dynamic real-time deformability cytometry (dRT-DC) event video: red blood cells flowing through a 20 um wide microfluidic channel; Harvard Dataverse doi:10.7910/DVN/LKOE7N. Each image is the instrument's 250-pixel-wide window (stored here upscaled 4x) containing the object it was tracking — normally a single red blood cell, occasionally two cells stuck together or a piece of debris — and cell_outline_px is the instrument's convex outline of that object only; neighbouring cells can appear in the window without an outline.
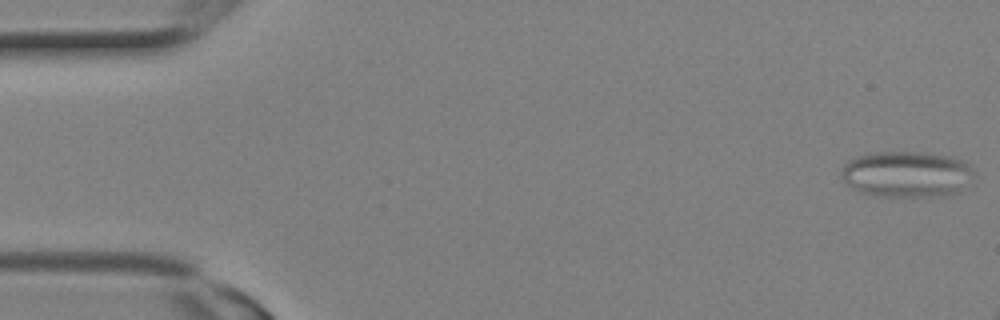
{"species": "Egyptian fruit bat (a non-hibernating species)", "species_latin": "Rousettus aegyptiacus", "temperature_condition": "room temperature", "stored_images_in_passage": 3, "camera_frame_rate_fps": 3000, "um_per_image_px": 0.085, "animal": {"sex": "female"}, "frame": {"image": 1, "passage_image": 1, "time_ms": 0.0, "image_size_px": [1000, 320], "cell_outline_px": [[976, 176], [956, 192], [944, 196], [880, 196], [860, 192], [852, 188], [844, 180], [840, 172], [844, 164], [848, 160], [856, 156], [868, 152], [924, 152], [948, 156], [960, 160], [968, 164], [972, 168]], "centroid_in_image_um": [77.05, 14.79], "position_along_channel_um": 8.0, "area_um2": 35.72}}